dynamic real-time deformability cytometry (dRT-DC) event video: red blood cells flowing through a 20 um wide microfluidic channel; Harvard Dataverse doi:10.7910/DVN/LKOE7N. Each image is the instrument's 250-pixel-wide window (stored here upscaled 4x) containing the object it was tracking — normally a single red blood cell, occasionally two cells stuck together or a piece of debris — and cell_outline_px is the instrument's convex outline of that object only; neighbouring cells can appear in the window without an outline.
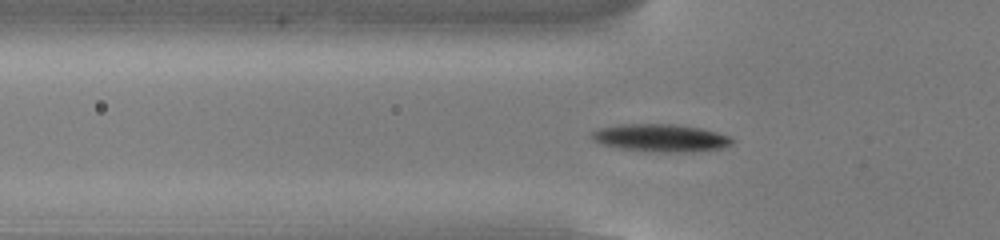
{"species": "common noctule bat (a hibernating species)", "species_latin": "Nyctalus noctula", "temperature_condition": "cold", "stored_images_in_passage": 54, "camera_frame_rate_fps": 3000, "um_per_image_px": 0.085, "animal": {"sex": "male", "body_mass_g": 13.0, "forearm_length_mm": 53.1}, "frame": {"image": 1, "passage_image": 18, "time_ms": 5.667, "image_size_px": [1000, 240], "cell_outline_px": [[736, 140], [732, 144], [720, 148], [692, 152], [644, 152], [616, 148], [600, 144], [592, 140], [588, 136], [592, 132], [600, 128], [620, 124], [676, 124], [700, 128], [732, 136]], "centroid_in_image_um": [56.13, 11.73], "position_along_channel_um": 69.7, "area_um2": 23.12}}
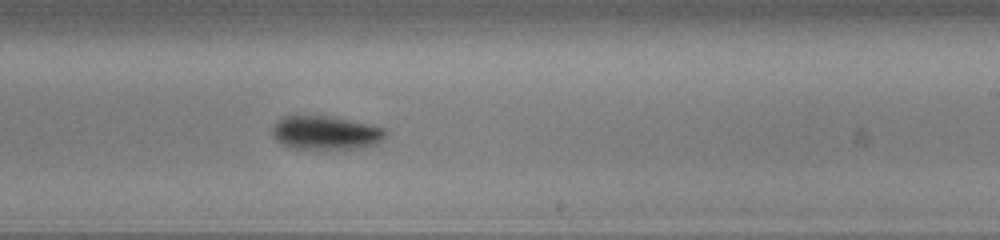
{"frame": {"image": 2, "passage_image": 33, "time_ms": 10.667, "image_size_px": [1000, 240], "cell_outline_px": [[388, 136], [384, 140], [376, 144], [356, 148], [320, 152], [296, 148], [284, 144], [276, 140], [272, 132], [272, 128], [276, 120], [284, 116], [328, 116], [368, 124], [384, 128], [388, 132]], "centroid_in_image_um": [27.71, 11.33], "position_along_channel_um": 261.3, "area_um2": 22.83}}
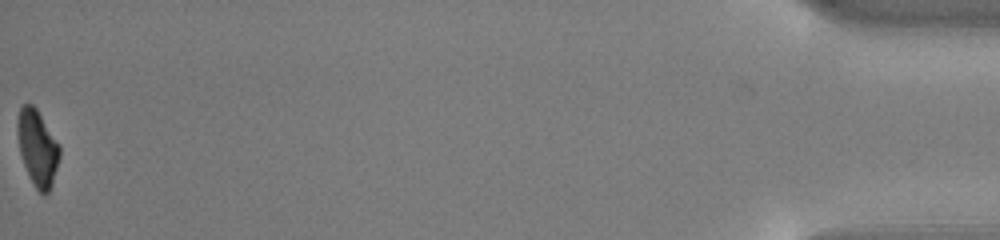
{"frame": {"image": 3, "passage_image": 54, "time_ms": 17.667, "image_size_px": [1000, 240], "cell_outline_px": [[60, 156], [52, 184], [48, 192], [44, 196], [36, 188], [28, 176], [20, 152], [16, 132], [16, 120], [20, 108], [24, 104], [32, 104], [36, 108], [60, 144]], "centroid_in_image_um": [3.18, 12.55], "position_along_channel_um": 432.0, "area_um2": 18.79}, "authors_computed_cell_mechanics": {"area_um2": 20.3456, "velocity_mm_per_s": 3.8422, "shape_relaxation_time_tau1_ms": 2.0896, "shape_relaxation_time_tau2_ms": null, "deformation_change_tau1": 0.1117, "deformation_change_tau2": null}}